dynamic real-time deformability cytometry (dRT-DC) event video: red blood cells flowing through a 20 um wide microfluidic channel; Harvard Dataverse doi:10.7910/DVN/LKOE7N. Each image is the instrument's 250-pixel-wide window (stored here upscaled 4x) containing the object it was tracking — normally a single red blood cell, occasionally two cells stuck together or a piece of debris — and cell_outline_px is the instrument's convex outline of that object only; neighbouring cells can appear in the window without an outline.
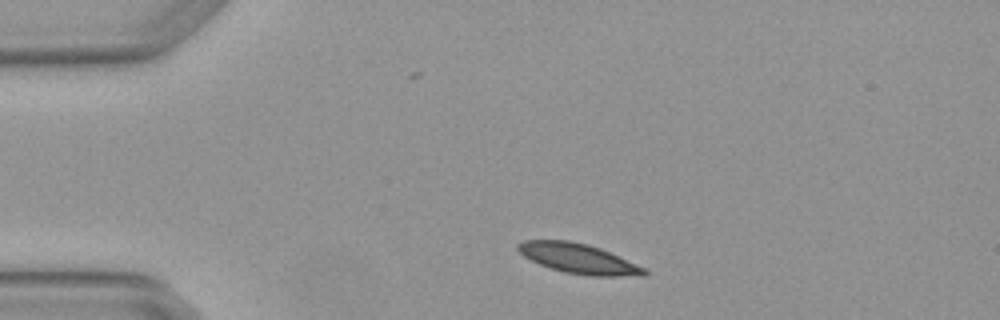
{"species": "Egyptian fruit bat (a non-hibernating species)", "species_latin": "Rousettus aegyptiacus", "temperature_condition": "warm", "stored_images_in_passage": 2, "camera_frame_rate_fps": 3000, "um_per_image_px": 0.085, "animal": {"sex": "female"}, "frame": {"image": 1, "passage_image": 1, "time_ms": 0.0, "image_size_px": [1000, 320], "cell_outline_px": [[648, 272], [644, 276], [592, 276], [564, 272], [540, 264], [524, 256], [516, 248], [516, 244], [524, 240], [568, 240], [588, 244], [600, 248], [648, 268]], "centroid_in_image_um": [49.22, 21.98], "position_along_channel_um": 35.8, "area_um2": 22.08}}